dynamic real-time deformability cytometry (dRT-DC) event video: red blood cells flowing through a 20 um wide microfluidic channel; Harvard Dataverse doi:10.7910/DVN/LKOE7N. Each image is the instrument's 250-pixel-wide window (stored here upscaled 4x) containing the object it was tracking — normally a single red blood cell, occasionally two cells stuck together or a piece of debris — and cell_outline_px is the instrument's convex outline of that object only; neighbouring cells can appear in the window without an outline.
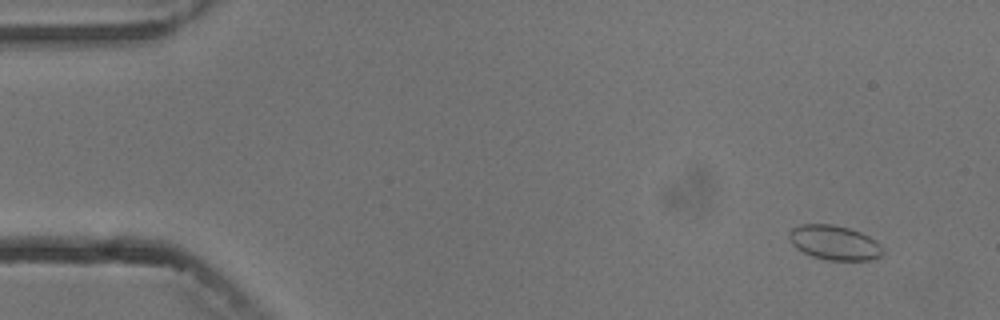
{"species": "common noctule bat (a hibernating species)", "species_latin": "Nyctalus noctula", "temperature_condition": "cold", "stored_images_in_passage": 6, "camera_frame_rate_fps": 3000, "um_per_image_px": 0.085, "animal": {"sex": "male", "body_mass_g": 13.3}, "frame": {"image": 1, "passage_image": 2, "time_ms": 1.333, "image_size_px": [1000, 320], "cell_outline_px": [[884, 252], [880, 256], [868, 260], [824, 260], [812, 256], [796, 248], [792, 244], [788, 236], [788, 232], [792, 228], [800, 224], [832, 224], [848, 228], [860, 232], [868, 236], [880, 244]], "centroid_in_image_um": [70.89, 20.62], "position_along_channel_um": 14.1, "area_um2": 18.84}}
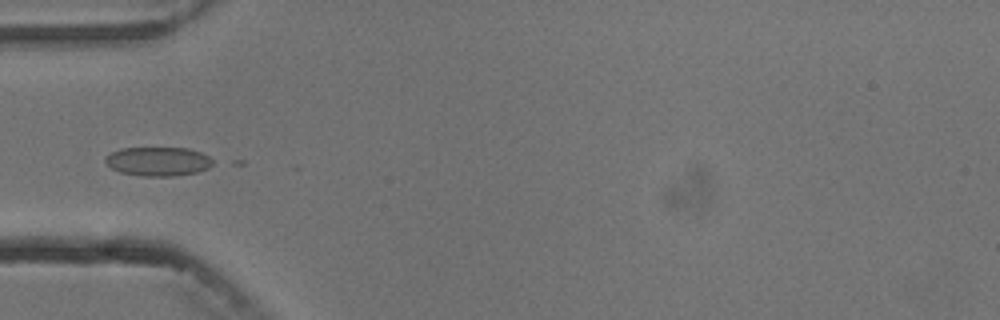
{"frame": {"image": 2, "passage_image": 6, "time_ms": 6.0, "image_size_px": [1000, 320], "cell_outline_px": [[216, 164], [208, 168], [196, 172], [172, 176], [144, 176], [120, 172], [112, 168], [104, 160], [104, 156], [120, 148], [188, 148], [200, 152], [216, 160]], "centroid_in_image_um": [13.47, 13.71], "position_along_channel_um": 71.5, "area_um2": 18.26}}